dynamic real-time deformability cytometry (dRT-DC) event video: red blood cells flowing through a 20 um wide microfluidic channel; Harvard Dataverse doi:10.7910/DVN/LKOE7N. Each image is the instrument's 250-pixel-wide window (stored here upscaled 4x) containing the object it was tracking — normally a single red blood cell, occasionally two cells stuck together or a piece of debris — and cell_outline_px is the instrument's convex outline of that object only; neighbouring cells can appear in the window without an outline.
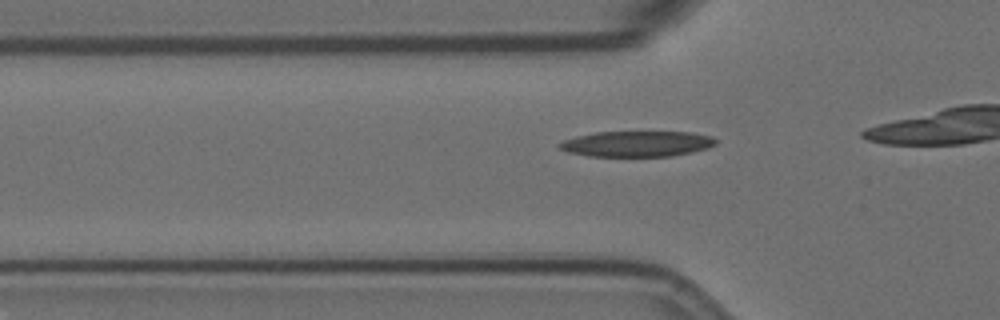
{"species": "Egyptian fruit bat (a non-hibernating species)", "species_latin": "Rousettus aegyptiacus", "temperature_condition": "room temperature", "stored_images_in_passage": 10, "camera_frame_rate_fps": 3000, "um_per_image_px": 0.085, "animal": {"sex": "female"}, "frame": {"image": 1, "passage_image": 4, "time_ms": 1.0, "image_size_px": [1000, 320], "cell_outline_px": [[716, 144], [708, 148], [692, 152], [672, 156], [588, 156], [568, 152], [560, 148], [556, 144], [564, 140], [576, 136], [596, 132], [692, 132], [712, 136], [716, 140]], "centroid_in_image_um": [54.14, 12.22], "position_along_channel_um": 71.7, "area_um2": 23.41}}
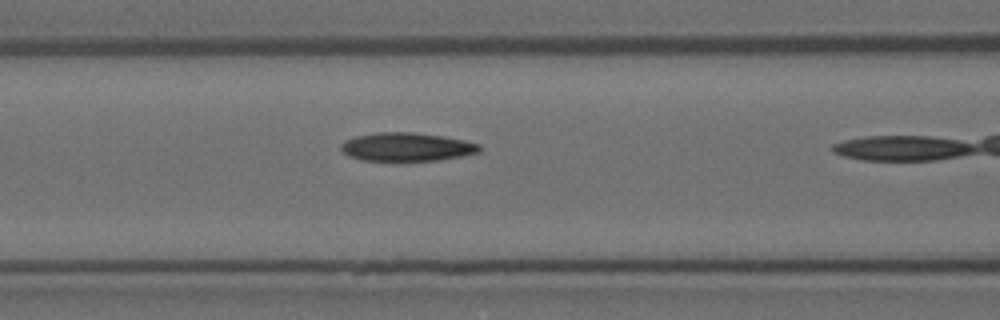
{"frame": {"image": 2, "passage_image": 9, "time_ms": 2.667, "image_size_px": [1000, 320], "cell_outline_px": [[480, 152], [464, 156], [440, 160], [360, 160], [348, 156], [340, 148], [340, 144], [344, 140], [356, 136], [376, 132], [412, 132], [440, 136], [464, 140], [480, 144]], "centroid_in_image_um": [34.56, 12.48], "position_along_channel_um": 132.0, "area_um2": 22.95}}